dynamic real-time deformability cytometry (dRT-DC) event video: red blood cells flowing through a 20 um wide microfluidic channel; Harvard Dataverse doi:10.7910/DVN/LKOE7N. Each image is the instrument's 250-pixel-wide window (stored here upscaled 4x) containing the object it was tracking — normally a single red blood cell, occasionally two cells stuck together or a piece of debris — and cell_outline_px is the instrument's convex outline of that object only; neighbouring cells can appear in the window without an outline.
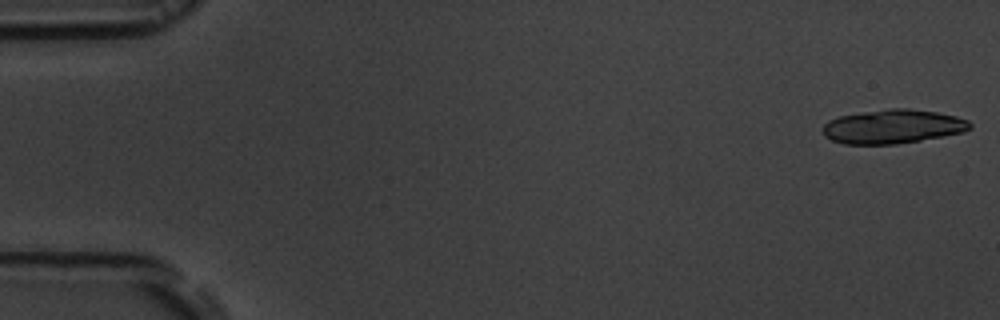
{"species": "common noctule bat (a hibernating species)", "species_latin": "Nyctalus noctula", "temperature_condition": "room temperature", "stored_images_in_passage": 8, "segment_of_instrument_passage": [1, 2], "camera_frame_rate_fps": 3000, "um_per_image_px": 0.085, "animal": {"sex": "male", "body_mass_g": 19.5, "forearm_length_mm": 54.6}, "frame": {"image": 1, "passage_image": 1, "time_ms": 0.0, "image_size_px": [1000, 320], "cell_outline_px": [[972, 128], [964, 132], [944, 136], [896, 144], [844, 144], [832, 140], [824, 136], [824, 124], [828, 120], [840, 116], [888, 108], [908, 108], [936, 112], [956, 116], [968, 120], [972, 124]], "centroid_in_image_um": [75.92, 10.75], "position_along_channel_um": 9.1, "area_um2": 29.13}}